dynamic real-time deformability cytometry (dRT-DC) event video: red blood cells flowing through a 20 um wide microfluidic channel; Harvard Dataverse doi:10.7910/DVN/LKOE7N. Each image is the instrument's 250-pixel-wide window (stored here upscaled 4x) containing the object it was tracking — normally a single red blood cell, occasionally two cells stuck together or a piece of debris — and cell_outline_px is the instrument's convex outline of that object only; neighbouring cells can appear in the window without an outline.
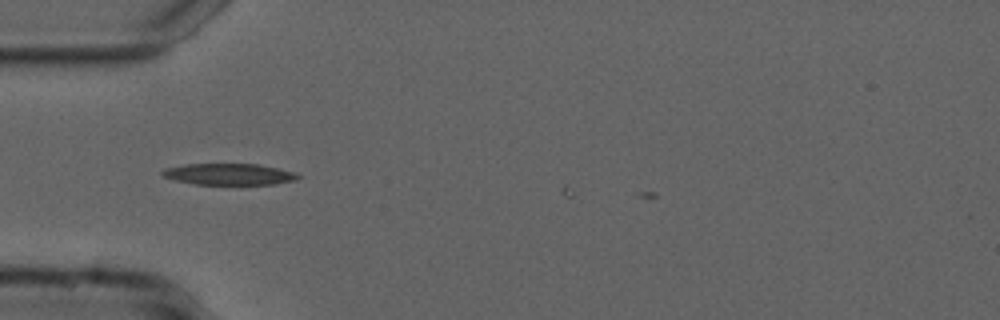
{"species": "common noctule bat (a hibernating species)", "species_latin": "Nyctalus noctula", "temperature_condition": "cold", "stored_images_in_passage": 3, "camera_frame_rate_fps": 3000, "um_per_image_px": 0.085, "animal": {"sex": "male", "forearm_length_mm": 52.5}, "frame": {"image": 1, "passage_image": 1, "time_ms": 0.0, "image_size_px": [1000, 320], "cell_outline_px": [[300, 176], [296, 180], [276, 184], [196, 184], [176, 180], [164, 176], [160, 172], [164, 168], [184, 164], [260, 164], [292, 172]], "centroid_in_image_um": [19.44, 14.8], "position_along_channel_um": 65.6, "area_um2": 16.7}}